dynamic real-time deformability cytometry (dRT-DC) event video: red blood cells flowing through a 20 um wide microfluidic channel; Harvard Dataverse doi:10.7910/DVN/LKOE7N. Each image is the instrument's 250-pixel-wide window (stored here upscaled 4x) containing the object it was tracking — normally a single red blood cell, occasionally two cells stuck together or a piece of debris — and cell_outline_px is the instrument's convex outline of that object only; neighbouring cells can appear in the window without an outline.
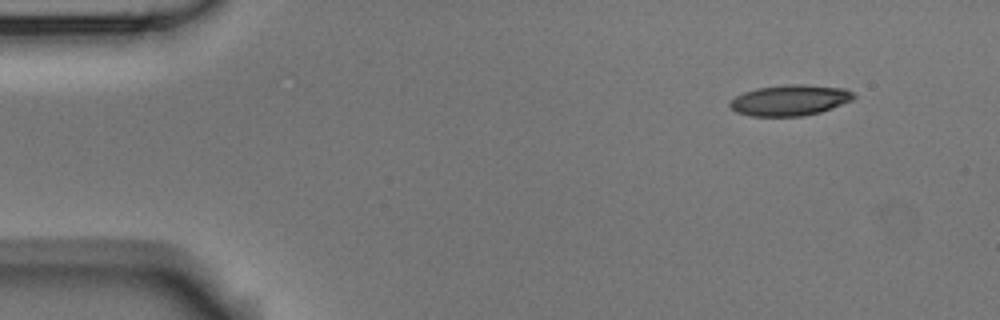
{"species": "Egyptian fruit bat (a non-hibernating species)", "species_latin": "Rousettus aegyptiacus", "temperature_condition": "room temperature", "stored_images_in_passage": 5, "camera_frame_rate_fps": 3000, "um_per_image_px": 0.085, "animal": {"sex": "male"}, "frame": {"image": 1, "passage_image": 1, "time_ms": 0.0, "image_size_px": [1000, 320], "cell_outline_px": [[856, 96], [852, 100], [832, 108], [820, 112], [804, 116], [752, 116], [736, 112], [728, 104], [736, 96], [744, 92], [756, 88], [784, 84], [804, 84], [844, 88], [852, 92]], "centroid_in_image_um": [67.15, 8.51], "position_along_channel_um": 17.9, "area_um2": 22.25}}
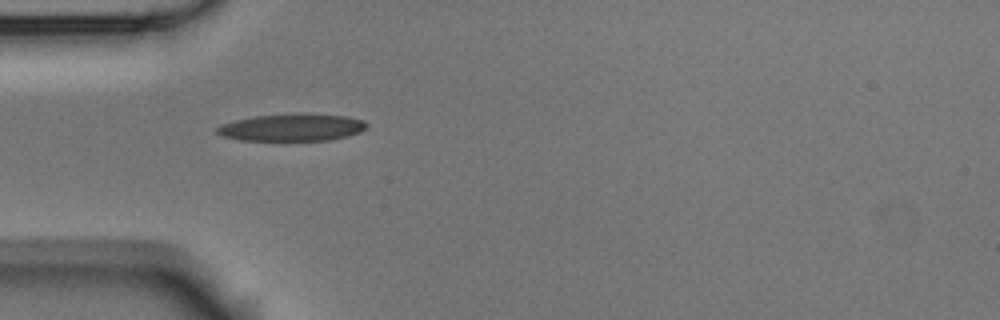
{"frame": {"image": 2, "passage_image": 4, "time_ms": 3.667, "image_size_px": [1000, 320], "cell_outline_px": [[368, 128], [360, 132], [348, 136], [332, 140], [240, 140], [224, 136], [216, 132], [216, 128], [220, 124], [236, 120], [256, 116], [300, 112], [344, 116], [364, 120], [368, 124]], "centroid_in_image_um": [24.86, 10.82], "position_along_channel_um": 60.1, "area_um2": 23.99}}
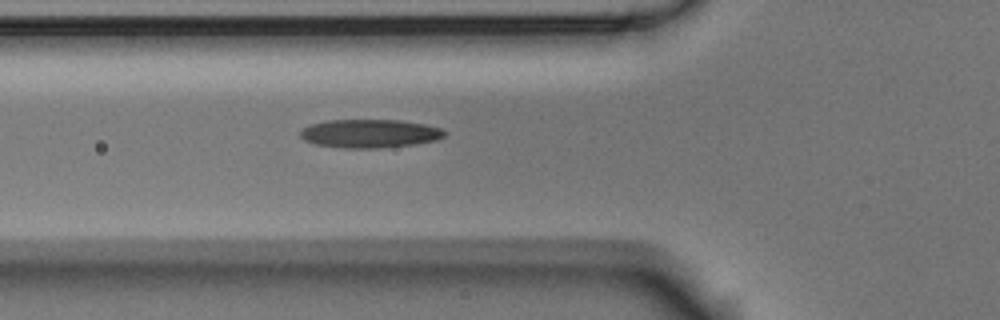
{"frame": {"image": 3, "passage_image": 5, "time_ms": 4.667, "image_size_px": [1000, 320], "cell_outline_px": [[448, 132], [444, 136], [436, 140], [416, 144], [380, 148], [344, 148], [316, 144], [304, 140], [300, 136], [300, 132], [304, 128], [312, 124], [328, 120], [400, 120], [424, 124], [444, 128]], "centroid_in_image_um": [31.48, 11.35], "position_along_channel_um": 94.3, "area_um2": 23.99}}